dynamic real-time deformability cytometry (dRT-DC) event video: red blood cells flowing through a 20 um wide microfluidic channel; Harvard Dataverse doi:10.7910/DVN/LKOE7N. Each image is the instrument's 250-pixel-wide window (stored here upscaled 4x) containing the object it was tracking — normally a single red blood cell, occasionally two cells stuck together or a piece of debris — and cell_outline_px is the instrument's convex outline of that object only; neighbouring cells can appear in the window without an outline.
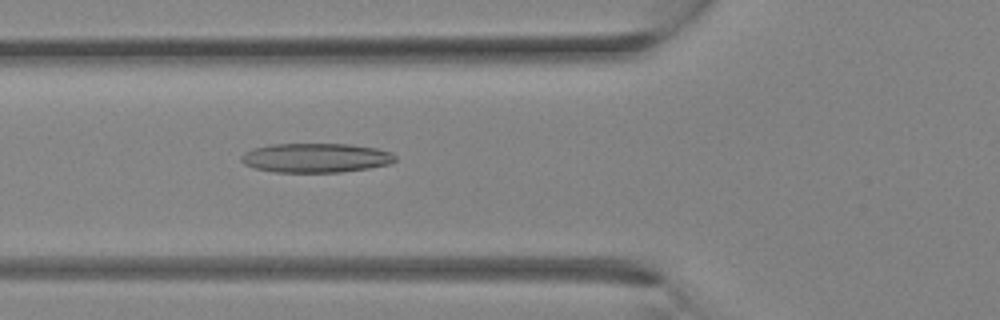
{"species": "Egyptian fruit bat (a non-hibernating species)", "species_latin": "Rousettus aegyptiacus", "temperature_condition": "room temperature", "stored_images_in_passage": 12, "camera_frame_rate_fps": 3000, "um_per_image_px": 0.085, "animal": {"sex": "female"}, "frame": {"image": 1, "passage_image": 12, "time_ms": 3.667, "image_size_px": [1000, 320], "cell_outline_px": [[396, 160], [388, 164], [368, 168], [340, 172], [272, 172], [256, 168], [244, 164], [240, 160], [240, 156], [244, 152], [252, 148], [272, 144], [348, 144], [376, 148], [392, 152], [396, 156]], "centroid_in_image_um": [26.82, 13.41], "position_along_channel_um": 99.0, "area_um2": 26.36}}